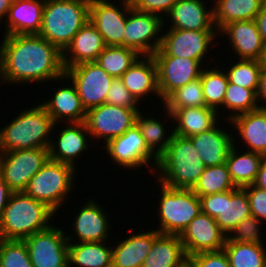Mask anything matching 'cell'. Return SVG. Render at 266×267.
<instances>
[{"label":"cell","instance_id":"cell-23","mask_svg":"<svg viewBox=\"0 0 266 267\" xmlns=\"http://www.w3.org/2000/svg\"><path fill=\"white\" fill-rule=\"evenodd\" d=\"M204 1L178 0L165 17L164 26L170 24L167 26L168 28L193 31L217 30L213 20V6L207 7V3Z\"/></svg>","mask_w":266,"mask_h":267},{"label":"cell","instance_id":"cell-43","mask_svg":"<svg viewBox=\"0 0 266 267\" xmlns=\"http://www.w3.org/2000/svg\"><path fill=\"white\" fill-rule=\"evenodd\" d=\"M0 267H33L24 240L0 239Z\"/></svg>","mask_w":266,"mask_h":267},{"label":"cell","instance_id":"cell-35","mask_svg":"<svg viewBox=\"0 0 266 267\" xmlns=\"http://www.w3.org/2000/svg\"><path fill=\"white\" fill-rule=\"evenodd\" d=\"M143 111L140 110L136 116L135 124L139 128L145 143L148 149L157 157L159 158L165 151L168 145L171 142L172 136L174 135L173 132V124L170 131H167L166 123L164 120L159 119L158 117L154 116H146V114H142ZM155 117V118H154ZM163 122V123H162ZM165 125V126H164Z\"/></svg>","mask_w":266,"mask_h":267},{"label":"cell","instance_id":"cell-20","mask_svg":"<svg viewBox=\"0 0 266 267\" xmlns=\"http://www.w3.org/2000/svg\"><path fill=\"white\" fill-rule=\"evenodd\" d=\"M62 130L57 131L54 136L51 137L50 145L48 148L49 159L69 164L76 167V161L79 160L84 152L89 149L90 146V133L85 122H73L65 123ZM56 139V140H55Z\"/></svg>","mask_w":266,"mask_h":267},{"label":"cell","instance_id":"cell-37","mask_svg":"<svg viewBox=\"0 0 266 267\" xmlns=\"http://www.w3.org/2000/svg\"><path fill=\"white\" fill-rule=\"evenodd\" d=\"M223 250L230 267H266V244L236 242L227 238Z\"/></svg>","mask_w":266,"mask_h":267},{"label":"cell","instance_id":"cell-49","mask_svg":"<svg viewBox=\"0 0 266 267\" xmlns=\"http://www.w3.org/2000/svg\"><path fill=\"white\" fill-rule=\"evenodd\" d=\"M257 30L261 35L262 41L266 44V0H264L262 7L254 19Z\"/></svg>","mask_w":266,"mask_h":267},{"label":"cell","instance_id":"cell-56","mask_svg":"<svg viewBox=\"0 0 266 267\" xmlns=\"http://www.w3.org/2000/svg\"><path fill=\"white\" fill-rule=\"evenodd\" d=\"M11 3H13V2H18V1H20V0H9Z\"/></svg>","mask_w":266,"mask_h":267},{"label":"cell","instance_id":"cell-42","mask_svg":"<svg viewBox=\"0 0 266 267\" xmlns=\"http://www.w3.org/2000/svg\"><path fill=\"white\" fill-rule=\"evenodd\" d=\"M162 104L163 108L206 107L200 78L172 92Z\"/></svg>","mask_w":266,"mask_h":267},{"label":"cell","instance_id":"cell-27","mask_svg":"<svg viewBox=\"0 0 266 267\" xmlns=\"http://www.w3.org/2000/svg\"><path fill=\"white\" fill-rule=\"evenodd\" d=\"M105 47L102 35L88 21L62 52L64 69L85 62H95Z\"/></svg>","mask_w":266,"mask_h":267},{"label":"cell","instance_id":"cell-10","mask_svg":"<svg viewBox=\"0 0 266 267\" xmlns=\"http://www.w3.org/2000/svg\"><path fill=\"white\" fill-rule=\"evenodd\" d=\"M48 159V148L0 152V175L13 192H23Z\"/></svg>","mask_w":266,"mask_h":267},{"label":"cell","instance_id":"cell-47","mask_svg":"<svg viewBox=\"0 0 266 267\" xmlns=\"http://www.w3.org/2000/svg\"><path fill=\"white\" fill-rule=\"evenodd\" d=\"M243 189L247 194L251 215L266 223V190L260 189L253 184Z\"/></svg>","mask_w":266,"mask_h":267},{"label":"cell","instance_id":"cell-21","mask_svg":"<svg viewBox=\"0 0 266 267\" xmlns=\"http://www.w3.org/2000/svg\"><path fill=\"white\" fill-rule=\"evenodd\" d=\"M221 33V34H220ZM226 37L233 49V58L263 61L266 54V44L262 41L254 20L233 21L225 25L219 36ZM236 56V57H235Z\"/></svg>","mask_w":266,"mask_h":267},{"label":"cell","instance_id":"cell-5","mask_svg":"<svg viewBox=\"0 0 266 267\" xmlns=\"http://www.w3.org/2000/svg\"><path fill=\"white\" fill-rule=\"evenodd\" d=\"M90 0H45L39 36L61 52L89 21Z\"/></svg>","mask_w":266,"mask_h":267},{"label":"cell","instance_id":"cell-57","mask_svg":"<svg viewBox=\"0 0 266 267\" xmlns=\"http://www.w3.org/2000/svg\"><path fill=\"white\" fill-rule=\"evenodd\" d=\"M263 62H264V64L266 65V54H265V57H264Z\"/></svg>","mask_w":266,"mask_h":267},{"label":"cell","instance_id":"cell-50","mask_svg":"<svg viewBox=\"0 0 266 267\" xmlns=\"http://www.w3.org/2000/svg\"><path fill=\"white\" fill-rule=\"evenodd\" d=\"M257 99L260 108H266V65L264 63L260 73L259 87L257 90Z\"/></svg>","mask_w":266,"mask_h":267},{"label":"cell","instance_id":"cell-30","mask_svg":"<svg viewBox=\"0 0 266 267\" xmlns=\"http://www.w3.org/2000/svg\"><path fill=\"white\" fill-rule=\"evenodd\" d=\"M45 0H20L10 5L4 21V35L38 34L42 26Z\"/></svg>","mask_w":266,"mask_h":267},{"label":"cell","instance_id":"cell-32","mask_svg":"<svg viewBox=\"0 0 266 267\" xmlns=\"http://www.w3.org/2000/svg\"><path fill=\"white\" fill-rule=\"evenodd\" d=\"M114 241L69 242L68 267H112L111 244H115Z\"/></svg>","mask_w":266,"mask_h":267},{"label":"cell","instance_id":"cell-53","mask_svg":"<svg viewBox=\"0 0 266 267\" xmlns=\"http://www.w3.org/2000/svg\"><path fill=\"white\" fill-rule=\"evenodd\" d=\"M10 5L11 2L9 0H0V24L6 20Z\"/></svg>","mask_w":266,"mask_h":267},{"label":"cell","instance_id":"cell-14","mask_svg":"<svg viewBox=\"0 0 266 267\" xmlns=\"http://www.w3.org/2000/svg\"><path fill=\"white\" fill-rule=\"evenodd\" d=\"M65 75L75 84L83 108L106 103V97L114 77L110 76L96 62H85L65 69Z\"/></svg>","mask_w":266,"mask_h":267},{"label":"cell","instance_id":"cell-24","mask_svg":"<svg viewBox=\"0 0 266 267\" xmlns=\"http://www.w3.org/2000/svg\"><path fill=\"white\" fill-rule=\"evenodd\" d=\"M162 112H167L163 117L174 124V134L182 137L208 131L222 120L218 112L209 107L164 108Z\"/></svg>","mask_w":266,"mask_h":267},{"label":"cell","instance_id":"cell-13","mask_svg":"<svg viewBox=\"0 0 266 267\" xmlns=\"http://www.w3.org/2000/svg\"><path fill=\"white\" fill-rule=\"evenodd\" d=\"M142 109H130L111 104H102L86 112V126L92 140L103 142L121 136L135 124L138 112ZM104 140V141H103Z\"/></svg>","mask_w":266,"mask_h":267},{"label":"cell","instance_id":"cell-18","mask_svg":"<svg viewBox=\"0 0 266 267\" xmlns=\"http://www.w3.org/2000/svg\"><path fill=\"white\" fill-rule=\"evenodd\" d=\"M157 66L160 104L175 90L200 78L205 67L199 61L176 56H152Z\"/></svg>","mask_w":266,"mask_h":267},{"label":"cell","instance_id":"cell-55","mask_svg":"<svg viewBox=\"0 0 266 267\" xmlns=\"http://www.w3.org/2000/svg\"><path fill=\"white\" fill-rule=\"evenodd\" d=\"M214 1L212 4L215 5L219 0H212Z\"/></svg>","mask_w":266,"mask_h":267},{"label":"cell","instance_id":"cell-8","mask_svg":"<svg viewBox=\"0 0 266 267\" xmlns=\"http://www.w3.org/2000/svg\"><path fill=\"white\" fill-rule=\"evenodd\" d=\"M166 28L163 27L159 49L152 56H176L194 59L205 67L212 63L211 61L208 62L209 57L207 55L210 54L209 51L212 47H215L216 43L213 42L220 38L218 30L193 31L176 28H168L167 30ZM205 58H208L206 65H204Z\"/></svg>","mask_w":266,"mask_h":267},{"label":"cell","instance_id":"cell-7","mask_svg":"<svg viewBox=\"0 0 266 267\" xmlns=\"http://www.w3.org/2000/svg\"><path fill=\"white\" fill-rule=\"evenodd\" d=\"M160 184L158 206L156 214L161 234L181 235L189 223L202 212L201 201L192 189H174ZM158 209H157V208Z\"/></svg>","mask_w":266,"mask_h":267},{"label":"cell","instance_id":"cell-46","mask_svg":"<svg viewBox=\"0 0 266 267\" xmlns=\"http://www.w3.org/2000/svg\"><path fill=\"white\" fill-rule=\"evenodd\" d=\"M187 267H230L224 250L203 252L188 257Z\"/></svg>","mask_w":266,"mask_h":267},{"label":"cell","instance_id":"cell-1","mask_svg":"<svg viewBox=\"0 0 266 267\" xmlns=\"http://www.w3.org/2000/svg\"><path fill=\"white\" fill-rule=\"evenodd\" d=\"M1 42V85L61 82L65 75L62 52L48 40L38 34H24L4 35Z\"/></svg>","mask_w":266,"mask_h":267},{"label":"cell","instance_id":"cell-6","mask_svg":"<svg viewBox=\"0 0 266 267\" xmlns=\"http://www.w3.org/2000/svg\"><path fill=\"white\" fill-rule=\"evenodd\" d=\"M76 170L78 171L77 167L48 159L29 180L23 192L45 203L57 214L62 205L66 204L69 193L71 194L76 185Z\"/></svg>","mask_w":266,"mask_h":267},{"label":"cell","instance_id":"cell-15","mask_svg":"<svg viewBox=\"0 0 266 267\" xmlns=\"http://www.w3.org/2000/svg\"><path fill=\"white\" fill-rule=\"evenodd\" d=\"M61 228V229H60ZM62 227L51 225L24 240L33 267H68V244Z\"/></svg>","mask_w":266,"mask_h":267},{"label":"cell","instance_id":"cell-40","mask_svg":"<svg viewBox=\"0 0 266 267\" xmlns=\"http://www.w3.org/2000/svg\"><path fill=\"white\" fill-rule=\"evenodd\" d=\"M236 188L231 179L227 164L223 163L206 167L192 190L200 198L201 196L222 193Z\"/></svg>","mask_w":266,"mask_h":267},{"label":"cell","instance_id":"cell-33","mask_svg":"<svg viewBox=\"0 0 266 267\" xmlns=\"http://www.w3.org/2000/svg\"><path fill=\"white\" fill-rule=\"evenodd\" d=\"M237 145L234 143L231 147L226 164L235 186L237 188H244L255 182L260 163L264 156L251 151L242 152L240 150L241 148H238Z\"/></svg>","mask_w":266,"mask_h":267},{"label":"cell","instance_id":"cell-12","mask_svg":"<svg viewBox=\"0 0 266 267\" xmlns=\"http://www.w3.org/2000/svg\"><path fill=\"white\" fill-rule=\"evenodd\" d=\"M163 27L164 20L160 16L131 6L123 34L124 47L134 49L141 56H152L160 47Z\"/></svg>","mask_w":266,"mask_h":267},{"label":"cell","instance_id":"cell-26","mask_svg":"<svg viewBox=\"0 0 266 267\" xmlns=\"http://www.w3.org/2000/svg\"><path fill=\"white\" fill-rule=\"evenodd\" d=\"M222 124L223 120L208 131L189 137L206 167L226 163L228 153L234 145V133L226 130L228 127L224 128Z\"/></svg>","mask_w":266,"mask_h":267},{"label":"cell","instance_id":"cell-39","mask_svg":"<svg viewBox=\"0 0 266 267\" xmlns=\"http://www.w3.org/2000/svg\"><path fill=\"white\" fill-rule=\"evenodd\" d=\"M140 56L131 48L106 46L95 62L110 76L120 78Z\"/></svg>","mask_w":266,"mask_h":267},{"label":"cell","instance_id":"cell-29","mask_svg":"<svg viewBox=\"0 0 266 267\" xmlns=\"http://www.w3.org/2000/svg\"><path fill=\"white\" fill-rule=\"evenodd\" d=\"M160 233L157 230L132 233L124 240H116L112 245V267H142L151 250L154 239Z\"/></svg>","mask_w":266,"mask_h":267},{"label":"cell","instance_id":"cell-16","mask_svg":"<svg viewBox=\"0 0 266 267\" xmlns=\"http://www.w3.org/2000/svg\"><path fill=\"white\" fill-rule=\"evenodd\" d=\"M115 1V2H114ZM90 0L89 21L102 35L106 46H124V29L131 3L116 0Z\"/></svg>","mask_w":266,"mask_h":267},{"label":"cell","instance_id":"cell-28","mask_svg":"<svg viewBox=\"0 0 266 267\" xmlns=\"http://www.w3.org/2000/svg\"><path fill=\"white\" fill-rule=\"evenodd\" d=\"M124 86L140 103L150 95L161 100L157 84V66L152 56L139 59L120 77Z\"/></svg>","mask_w":266,"mask_h":267},{"label":"cell","instance_id":"cell-25","mask_svg":"<svg viewBox=\"0 0 266 267\" xmlns=\"http://www.w3.org/2000/svg\"><path fill=\"white\" fill-rule=\"evenodd\" d=\"M227 122L231 125V130L235 131L233 135L234 143L239 142V145L240 141L243 143V147L241 145L238 147L243 149L246 147V151L259 153L266 157V108H258L240 114ZM240 137L241 139L238 140Z\"/></svg>","mask_w":266,"mask_h":267},{"label":"cell","instance_id":"cell-41","mask_svg":"<svg viewBox=\"0 0 266 267\" xmlns=\"http://www.w3.org/2000/svg\"><path fill=\"white\" fill-rule=\"evenodd\" d=\"M237 60V61H236ZM233 64H229L224 69L227 74L228 82L248 88L258 90L260 73L263 66V61L236 59Z\"/></svg>","mask_w":266,"mask_h":267},{"label":"cell","instance_id":"cell-34","mask_svg":"<svg viewBox=\"0 0 266 267\" xmlns=\"http://www.w3.org/2000/svg\"><path fill=\"white\" fill-rule=\"evenodd\" d=\"M264 0H219L213 6L214 25L220 31L233 21L254 20Z\"/></svg>","mask_w":266,"mask_h":267},{"label":"cell","instance_id":"cell-48","mask_svg":"<svg viewBox=\"0 0 266 267\" xmlns=\"http://www.w3.org/2000/svg\"><path fill=\"white\" fill-rule=\"evenodd\" d=\"M178 0H133L131 6L138 11L160 16L163 20Z\"/></svg>","mask_w":266,"mask_h":267},{"label":"cell","instance_id":"cell-51","mask_svg":"<svg viewBox=\"0 0 266 267\" xmlns=\"http://www.w3.org/2000/svg\"><path fill=\"white\" fill-rule=\"evenodd\" d=\"M12 193L13 191L7 186L0 175V219Z\"/></svg>","mask_w":266,"mask_h":267},{"label":"cell","instance_id":"cell-44","mask_svg":"<svg viewBox=\"0 0 266 267\" xmlns=\"http://www.w3.org/2000/svg\"><path fill=\"white\" fill-rule=\"evenodd\" d=\"M263 226H266V224L250 215L239 222L227 238L236 242H248L264 245V242L266 244V241H264L265 239L263 237L266 236L261 232L262 228L265 229Z\"/></svg>","mask_w":266,"mask_h":267},{"label":"cell","instance_id":"cell-31","mask_svg":"<svg viewBox=\"0 0 266 267\" xmlns=\"http://www.w3.org/2000/svg\"><path fill=\"white\" fill-rule=\"evenodd\" d=\"M187 264L188 257L180 236L160 233L142 267H187Z\"/></svg>","mask_w":266,"mask_h":267},{"label":"cell","instance_id":"cell-11","mask_svg":"<svg viewBox=\"0 0 266 267\" xmlns=\"http://www.w3.org/2000/svg\"><path fill=\"white\" fill-rule=\"evenodd\" d=\"M202 213L215 218L228 236L244 218L251 215L249 201L243 188L200 197Z\"/></svg>","mask_w":266,"mask_h":267},{"label":"cell","instance_id":"cell-3","mask_svg":"<svg viewBox=\"0 0 266 267\" xmlns=\"http://www.w3.org/2000/svg\"><path fill=\"white\" fill-rule=\"evenodd\" d=\"M12 119L0 128V152L49 148L50 136L59 125L41 104L25 107Z\"/></svg>","mask_w":266,"mask_h":267},{"label":"cell","instance_id":"cell-22","mask_svg":"<svg viewBox=\"0 0 266 267\" xmlns=\"http://www.w3.org/2000/svg\"><path fill=\"white\" fill-rule=\"evenodd\" d=\"M69 80V81H68ZM63 83L57 91L52 94L46 101L40 104L45 108L47 113L52 117L54 122L61 124L63 122H85L86 110L83 108L75 84L66 75L60 77ZM66 85V86H65ZM65 120V121H63Z\"/></svg>","mask_w":266,"mask_h":267},{"label":"cell","instance_id":"cell-9","mask_svg":"<svg viewBox=\"0 0 266 267\" xmlns=\"http://www.w3.org/2000/svg\"><path fill=\"white\" fill-rule=\"evenodd\" d=\"M104 146L106 150L103 151L110 157L109 163L113 161L112 164L118 165L119 169L137 171L138 168L141 170L147 166L146 168L150 169L148 171L154 174L158 158L148 149L136 124L121 136L109 140Z\"/></svg>","mask_w":266,"mask_h":267},{"label":"cell","instance_id":"cell-19","mask_svg":"<svg viewBox=\"0 0 266 267\" xmlns=\"http://www.w3.org/2000/svg\"><path fill=\"white\" fill-rule=\"evenodd\" d=\"M186 256L223 250L227 235L220 229L215 218L200 213L180 235Z\"/></svg>","mask_w":266,"mask_h":267},{"label":"cell","instance_id":"cell-36","mask_svg":"<svg viewBox=\"0 0 266 267\" xmlns=\"http://www.w3.org/2000/svg\"><path fill=\"white\" fill-rule=\"evenodd\" d=\"M258 108H260V105L257 99V90L242 88L241 86L228 82L223 106L217 112L219 117H221L227 110L226 113L229 112V114L222 115V118L224 117L223 119L225 121H231L235 116L248 113Z\"/></svg>","mask_w":266,"mask_h":267},{"label":"cell","instance_id":"cell-45","mask_svg":"<svg viewBox=\"0 0 266 267\" xmlns=\"http://www.w3.org/2000/svg\"><path fill=\"white\" fill-rule=\"evenodd\" d=\"M143 102L139 103L134 96L127 90L120 78H114L105 104L121 106L130 109H141Z\"/></svg>","mask_w":266,"mask_h":267},{"label":"cell","instance_id":"cell-2","mask_svg":"<svg viewBox=\"0 0 266 267\" xmlns=\"http://www.w3.org/2000/svg\"><path fill=\"white\" fill-rule=\"evenodd\" d=\"M206 166L189 137L174 134L166 151L158 158L154 178L174 189H193Z\"/></svg>","mask_w":266,"mask_h":267},{"label":"cell","instance_id":"cell-4","mask_svg":"<svg viewBox=\"0 0 266 267\" xmlns=\"http://www.w3.org/2000/svg\"><path fill=\"white\" fill-rule=\"evenodd\" d=\"M55 215L45 203L24 192H13L0 219V239L25 240L49 228Z\"/></svg>","mask_w":266,"mask_h":267},{"label":"cell","instance_id":"cell-17","mask_svg":"<svg viewBox=\"0 0 266 267\" xmlns=\"http://www.w3.org/2000/svg\"><path fill=\"white\" fill-rule=\"evenodd\" d=\"M85 200L84 205L76 211V217L71 223L72 232L75 233L66 234L67 241L75 243L109 241L112 238L110 231L113 230L110 226L112 222L109 213L105 212L102 204L100 205L95 198Z\"/></svg>","mask_w":266,"mask_h":267},{"label":"cell","instance_id":"cell-52","mask_svg":"<svg viewBox=\"0 0 266 267\" xmlns=\"http://www.w3.org/2000/svg\"><path fill=\"white\" fill-rule=\"evenodd\" d=\"M253 185L266 190V157H264L260 163L259 171Z\"/></svg>","mask_w":266,"mask_h":267},{"label":"cell","instance_id":"cell-38","mask_svg":"<svg viewBox=\"0 0 266 267\" xmlns=\"http://www.w3.org/2000/svg\"><path fill=\"white\" fill-rule=\"evenodd\" d=\"M213 67V68H212ZM218 67V68H217ZM206 66L201 71L200 80L206 107L218 111L223 106V101L228 85L227 74L224 67L219 65Z\"/></svg>","mask_w":266,"mask_h":267},{"label":"cell","instance_id":"cell-54","mask_svg":"<svg viewBox=\"0 0 266 267\" xmlns=\"http://www.w3.org/2000/svg\"><path fill=\"white\" fill-rule=\"evenodd\" d=\"M120 1H126V2H129V3H132L133 2V0H120Z\"/></svg>","mask_w":266,"mask_h":267}]
</instances>
